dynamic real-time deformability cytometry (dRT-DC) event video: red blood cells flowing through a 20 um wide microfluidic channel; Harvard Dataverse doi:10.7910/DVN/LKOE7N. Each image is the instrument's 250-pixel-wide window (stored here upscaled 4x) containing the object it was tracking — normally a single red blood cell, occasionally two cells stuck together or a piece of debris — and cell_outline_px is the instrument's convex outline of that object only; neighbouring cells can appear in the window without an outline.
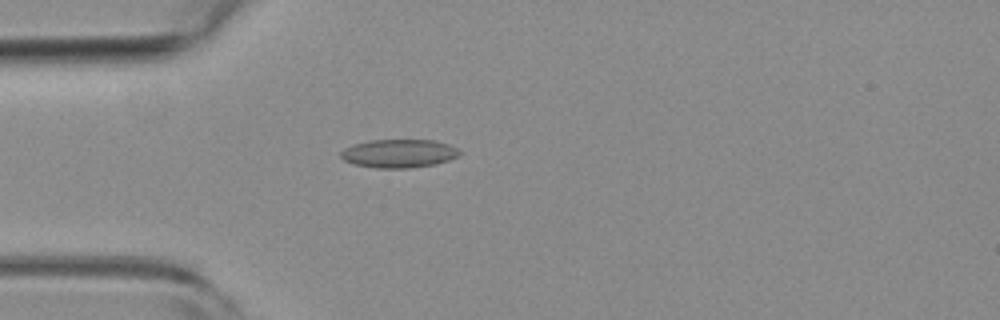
{"species": "common noctule bat (a hibernating species)", "species_latin": "Nyctalus noctula", "temperature_condition": "room temperature", "stored_images_in_passage": 45, "camera_frame_rate_fps": 3000, "um_per_image_px": 0.085, "animal": {"sex": "female", "body_mass_g": 19.3, "forearm_length_mm": 54.1}, "frame": {"image": 1, "passage_image": 11, "time_ms": 3.333, "image_size_px": [1000, 320], "cell_outline_px": [[460, 156], [436, 164], [408, 168], [376, 168], [352, 164], [344, 160], [340, 156], [340, 152], [344, 148], [368, 140], [432, 140], [448, 144], [456, 148], [460, 152]], "centroid_in_image_um": [33.89, 13.05], "position_along_channel_um": 51.1, "area_um2": 19.65}}
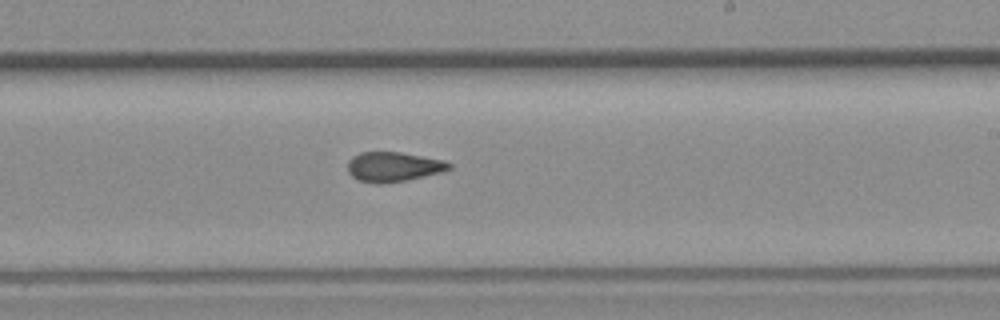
{"frame": {"image": 2, "passage_image": 28, "time_ms": 9.0, "image_size_px": [1000, 320], "cell_outline_px": [[452, 168], [440, 172], [408, 180], [384, 184], [376, 184], [356, 180], [348, 172], [348, 160], [352, 156], [360, 152], [400, 152], [444, 160], [452, 164]], "centroid_in_image_um": [33.41, 14.18], "position_along_channel_um": 255.6, "area_um2": 17.74}}
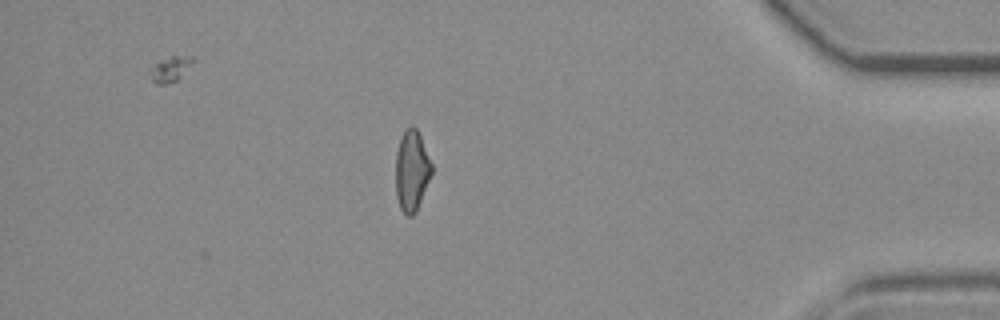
{"frame": {"image": 3, "passage_image": 43, "time_ms": 14.0, "image_size_px": [1000, 320], "cell_outline_px": [[432, 172], [416, 212], [412, 216], [408, 216], [400, 208], [396, 196], [396, 152], [400, 140], [404, 132], [412, 124], [416, 128], [420, 136], [432, 164]], "centroid_in_image_um": [34.99, 14.53], "position_along_channel_um": 400.2, "area_um2": 16.7}, "authors_computed_cell_mechanics": {"area_um2": 17.8024, "velocity_mm_per_s": 3.7509, "shape_relaxation_time_tau1_ms": null, "shape_relaxation_time_tau2_ms": 1.8833, "deformation_change_tau1": null, "deformation_change_tau2": 0.0996}}